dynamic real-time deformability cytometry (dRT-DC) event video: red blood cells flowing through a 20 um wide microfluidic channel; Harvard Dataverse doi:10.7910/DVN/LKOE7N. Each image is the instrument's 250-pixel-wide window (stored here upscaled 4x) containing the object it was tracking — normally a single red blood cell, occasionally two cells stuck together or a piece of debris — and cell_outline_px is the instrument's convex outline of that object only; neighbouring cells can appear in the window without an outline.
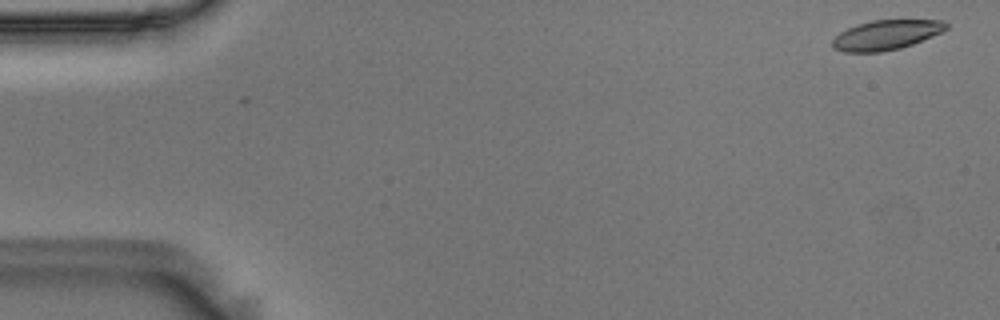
{"species": "Egyptian fruit bat (a non-hibernating species)", "species_latin": "Rousettus aegyptiacus", "temperature_condition": "room temperature", "stored_images_in_passage": 56, "camera_frame_rate_fps": 3000, "um_per_image_px": 0.085, "animal": {"sex": "male"}, "frame": {"image": 1, "passage_image": 2, "time_ms": 0.333, "image_size_px": [1000, 320], "cell_outline_px": [[948, 28], [932, 36], [912, 44], [900, 48], [880, 52], [844, 52], [832, 48], [832, 40], [840, 32], [856, 24], [872, 20], [944, 20], [948, 24]], "centroid_in_image_um": [75.3, 2.97], "position_along_channel_um": 9.7, "area_um2": 19.65}}
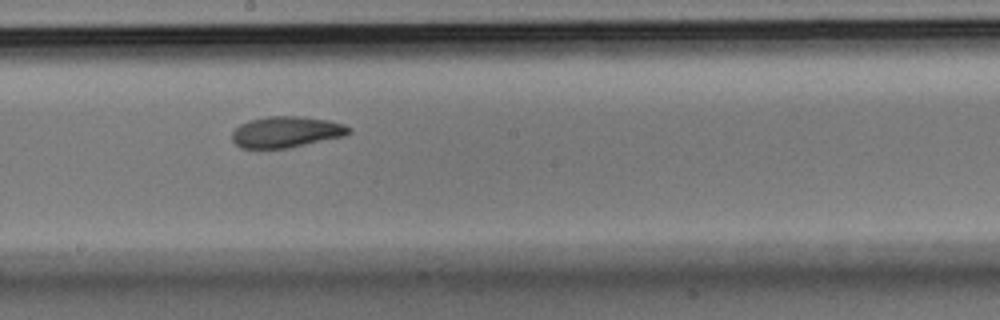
{"frame": {"image": 2, "passage_image": 31, "time_ms": 10.0, "image_size_px": [1000, 320], "cell_outline_px": [[352, 132], [344, 136], [288, 148], [240, 148], [232, 140], [232, 132], [240, 124], [248, 120], [268, 116], [304, 116], [328, 120], [344, 124], [352, 128]], "centroid_in_image_um": [24.34, 11.21], "position_along_channel_um": 223.9, "area_um2": 21.33}}
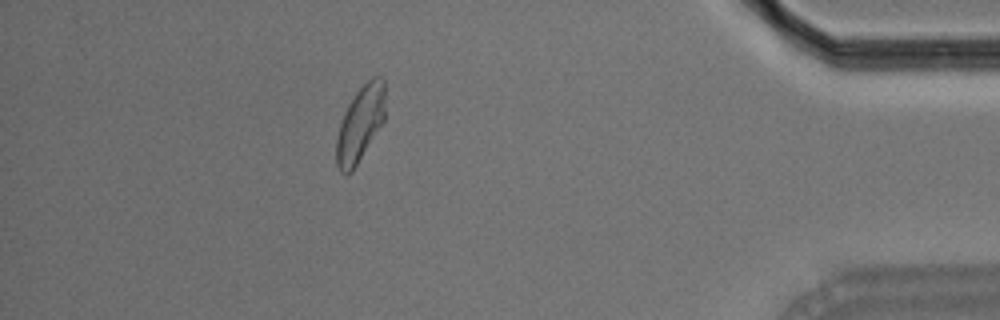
{"frame": {"image": 3, "passage_image": 50, "time_ms": 16.333, "image_size_px": [1000, 320], "cell_outline_px": [[384, 120], [352, 172], [340, 172], [336, 164], [336, 140], [340, 124], [344, 112], [348, 104], [356, 92], [372, 76], [380, 76], [384, 80]], "centroid_in_image_um": [30.61, 10.51], "position_along_channel_um": 404.6, "area_um2": 21.15}, "authors_computed_cell_mechanics": {"area_um2": 21.3571, "velocity_mm_per_s": 3.5775, "shape_relaxation_time_tau1_ms": 5.8157, "shape_relaxation_time_tau2_ms": 2.4796, "deformation_change_tau1": 0.1469, "deformation_change_tau2": 0.0816}}